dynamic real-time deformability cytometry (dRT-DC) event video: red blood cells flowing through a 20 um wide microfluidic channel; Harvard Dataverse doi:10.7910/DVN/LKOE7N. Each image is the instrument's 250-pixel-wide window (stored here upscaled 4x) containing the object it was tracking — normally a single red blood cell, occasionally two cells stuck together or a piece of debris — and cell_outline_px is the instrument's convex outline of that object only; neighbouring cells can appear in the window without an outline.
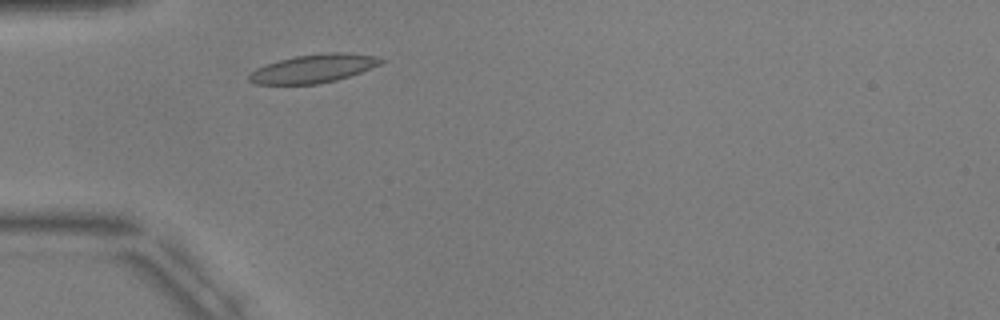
{"species": "common noctule bat (a hibernating species)", "species_latin": "Nyctalus noctula", "temperature_condition": "warm", "stored_images_in_passage": 2, "camera_frame_rate_fps": 3000, "um_per_image_px": 0.085, "animal": {"sex": "male", "body_mass_g": 17.9, "forearm_length_mm": 54.2}, "frame": {"image": 1, "passage_image": 2, "time_ms": 1.333, "image_size_px": [1000, 320], "cell_outline_px": [[384, 60], [380, 64], [360, 72], [336, 80], [316, 84], [256, 84], [248, 80], [248, 76], [256, 68], [280, 60], [296, 56], [328, 52], [344, 52], [376, 56]], "centroid_in_image_um": [26.64, 5.82], "position_along_channel_um": 58.4, "area_um2": 21.5}}